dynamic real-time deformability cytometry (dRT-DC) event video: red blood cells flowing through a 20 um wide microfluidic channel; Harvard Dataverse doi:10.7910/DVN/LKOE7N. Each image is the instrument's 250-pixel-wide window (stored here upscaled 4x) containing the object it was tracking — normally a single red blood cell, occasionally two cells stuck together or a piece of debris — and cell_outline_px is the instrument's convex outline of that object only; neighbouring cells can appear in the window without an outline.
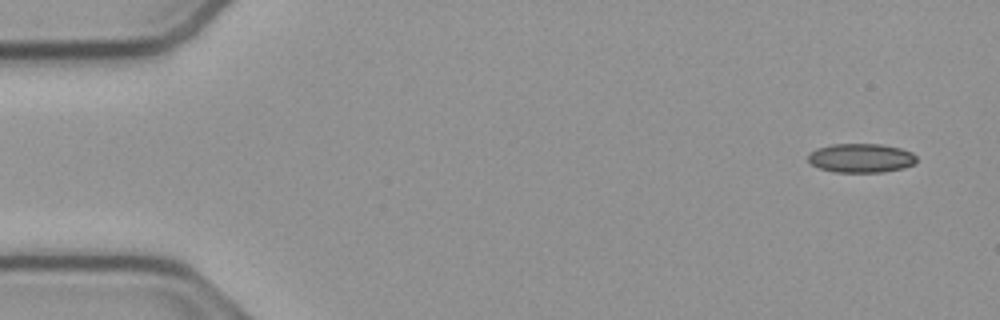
{"species": "common noctule bat (a hibernating species)", "species_latin": "Nyctalus noctula", "temperature_condition": "cold", "stored_images_in_passage": 52, "camera_frame_rate_fps": 3000, "um_per_image_px": 0.085, "animal": {"sex": "male", "body_mass_g": 23.1, "forearm_length_mm": 52.7}, "frame": {"image": 1, "passage_image": 1, "time_ms": 0.0, "image_size_px": [1000, 320], "cell_outline_px": [[916, 164], [904, 168], [884, 172], [832, 172], [820, 168], [812, 164], [808, 160], [808, 152], [816, 148], [832, 144], [880, 144], [900, 148], [912, 152], [916, 156]], "centroid_in_image_um": [73.19, 13.43], "position_along_channel_um": 11.8, "area_um2": 18.55}}
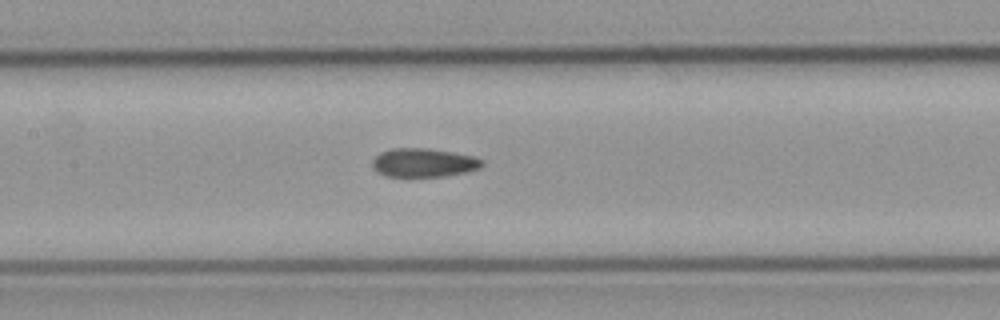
{"frame": {"image": 2, "passage_image": 23, "time_ms": 7.333, "image_size_px": [1000, 320], "cell_outline_px": [[484, 164], [480, 168], [464, 172], [444, 176], [384, 176], [376, 172], [372, 168], [372, 160], [380, 152], [392, 148], [428, 148], [452, 152], [472, 156], [484, 160]], "centroid_in_image_um": [35.97, 13.82], "position_along_channel_um": 171.4, "area_um2": 18.38}}
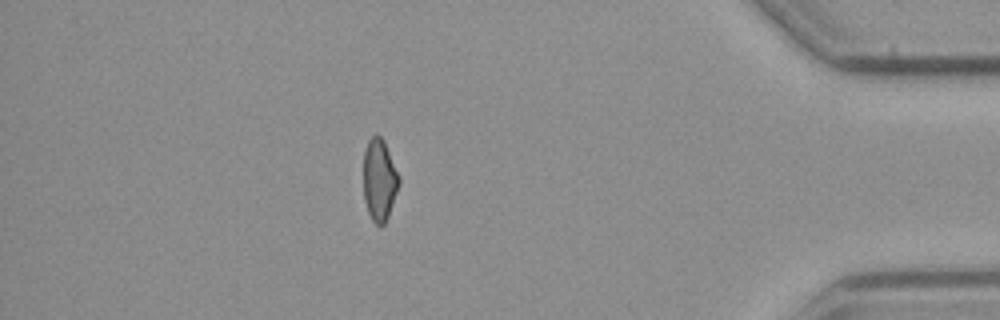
{"frame": {"image": 3, "passage_image": 45, "time_ms": 14.667, "image_size_px": [1000, 320], "cell_outline_px": [[400, 184], [388, 216], [384, 224], [380, 228], [372, 220], [368, 212], [364, 200], [364, 152], [368, 140], [376, 132], [384, 140], [400, 176]], "centroid_in_image_um": [32.26, 15.28], "position_along_channel_um": 402.9, "area_um2": 17.17}, "authors_computed_cell_mechanics": {"area_um2": 18.3804, "velocity_mm_per_s": 3.8014, "shape_relaxation_time_tau1_ms": null, "shape_relaxation_time_tau2_ms": 4.0398, "deformation_change_tau1": null, "deformation_change_tau2": 0.1059}}